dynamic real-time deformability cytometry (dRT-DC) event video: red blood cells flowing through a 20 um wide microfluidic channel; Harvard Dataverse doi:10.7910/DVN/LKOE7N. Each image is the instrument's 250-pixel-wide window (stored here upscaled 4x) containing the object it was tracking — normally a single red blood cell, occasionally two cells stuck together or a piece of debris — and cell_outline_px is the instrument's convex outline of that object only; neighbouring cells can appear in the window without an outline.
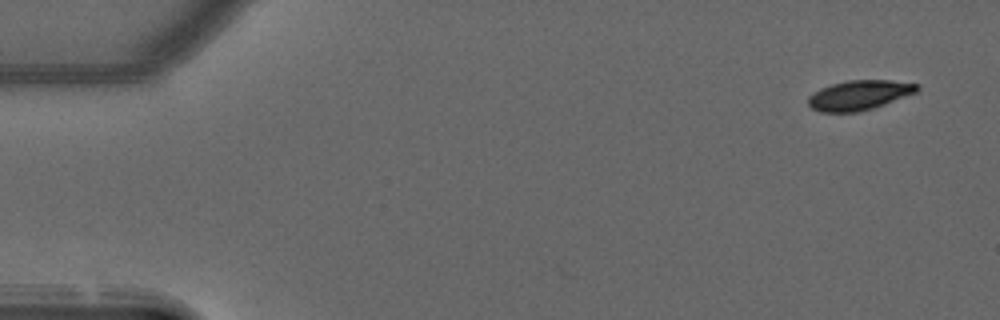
{"species": "common noctule bat (a hibernating species)", "species_latin": "Nyctalus noctula", "temperature_condition": "warm", "stored_images_in_passage": 50, "camera_frame_rate_fps": 3000, "um_per_image_px": 0.085, "animal": {"sex": "male", "forearm_length_mm": 52.5}, "frame": {"image": 1, "passage_image": 1, "time_ms": 0.0, "image_size_px": [1000, 320], "cell_outline_px": [[920, 88], [916, 92], [884, 104], [860, 112], [820, 112], [812, 108], [808, 104], [808, 96], [820, 88], [832, 84], [848, 80], [888, 80], [920, 84]], "centroid_in_image_um": [73.02, 8.08], "position_along_channel_um": 12.0, "area_um2": 18.79}}
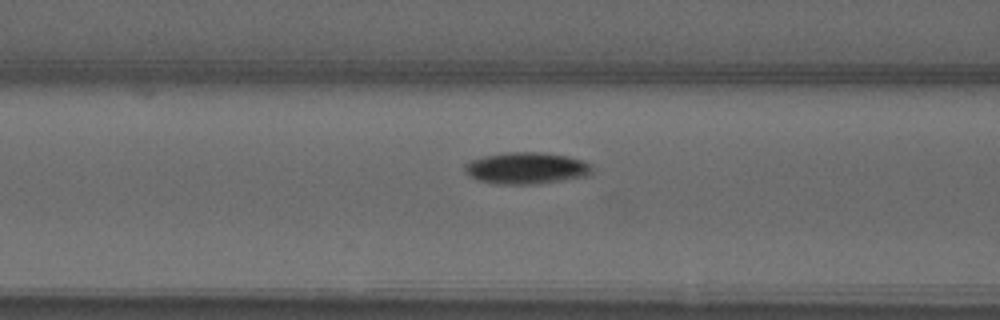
{"frame": {"image": 2, "passage_image": 19, "time_ms": 6.0, "image_size_px": [1000, 320], "cell_outline_px": [[592, 172], [588, 176], [564, 180], [532, 184], [496, 184], [480, 180], [464, 172], [464, 164], [468, 160], [484, 156], [508, 152], [540, 152], [568, 156], [584, 160], [592, 164]], "centroid_in_image_um": [44.76, 14.28], "position_along_channel_um": 121.8, "area_um2": 23.64}}
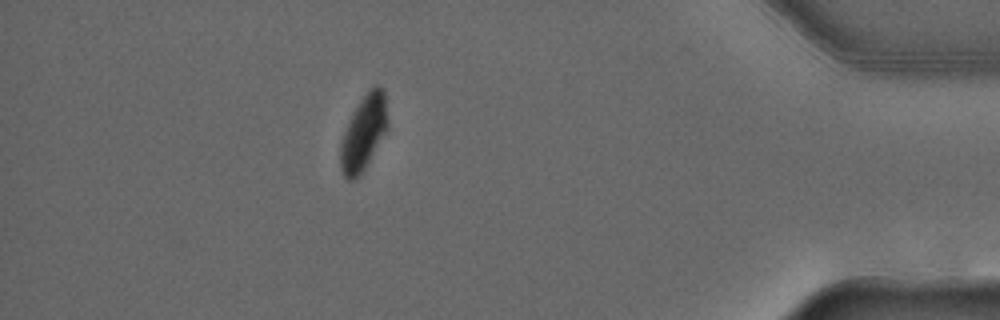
{"frame": {"image": 3, "passage_image": 44, "time_ms": 14.333, "image_size_px": [1000, 320], "cell_outline_px": [[388, 128], [360, 176], [356, 180], [348, 180], [344, 176], [340, 168], [340, 144], [344, 132], [356, 108], [364, 96], [376, 84], [384, 88], [388, 120]], "centroid_in_image_um": [30.92, 11.32], "position_along_channel_um": 404.3, "area_um2": 20.35}, "authors_computed_cell_mechanics": {"area_um2": 22.0507, "velocity_mm_per_s": 3.956, "shape_relaxation_time_tau1_ms": 3.5764, "shape_relaxation_time_tau2_ms": 8.8566, "deformation_change_tau1": 0.1339, "deformation_change_tau2": 0.0581}}